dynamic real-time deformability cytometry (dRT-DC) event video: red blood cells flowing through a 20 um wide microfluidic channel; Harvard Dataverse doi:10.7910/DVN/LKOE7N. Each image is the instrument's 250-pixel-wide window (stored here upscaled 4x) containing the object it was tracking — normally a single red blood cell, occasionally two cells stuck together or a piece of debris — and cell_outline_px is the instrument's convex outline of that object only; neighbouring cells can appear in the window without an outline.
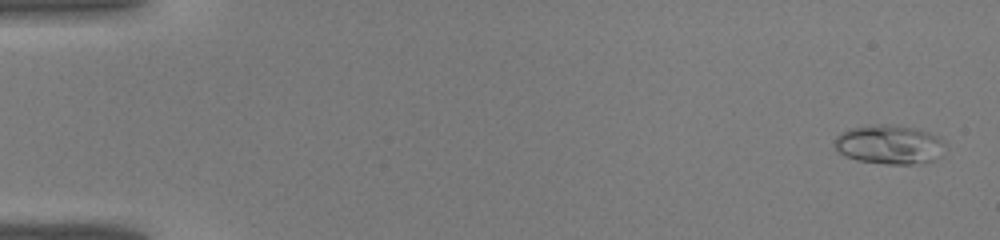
{"species": "common noctule bat (a hibernating species)", "species_latin": "Nyctalus noctula", "temperature_condition": "warm", "stored_images_in_passage": 43, "camera_frame_rate_fps": 3000, "um_per_image_px": 0.085, "animal": {"sex": "male", "body_mass_g": 19.0, "forearm_length_mm": 50.8}, "frame": {"image": 1, "passage_image": 2, "time_ms": 0.333, "image_size_px": [1000, 240], "cell_outline_px": [[944, 144], [932, 160], [912, 164], [888, 164], [856, 160], [844, 156], [836, 148], [836, 136], [840, 132], [848, 128], [884, 124], [888, 124], [916, 128], [928, 132], [944, 140]], "centroid_in_image_um": [75.52, 12.27], "position_along_channel_um": 9.5, "area_um2": 24.74}}
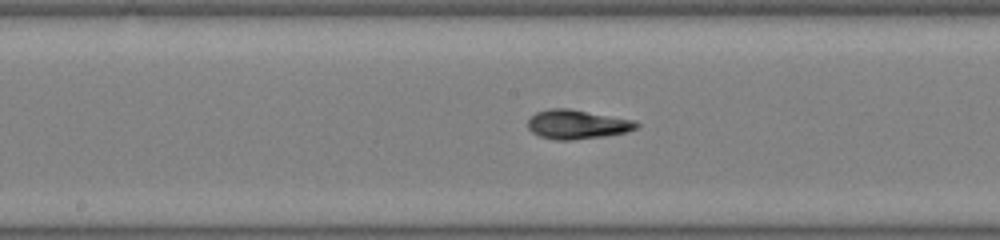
{"frame": {"image": 2, "passage_image": 23, "time_ms": 7.333, "image_size_px": [1000, 240], "cell_outline_px": [[640, 128], [628, 132], [604, 136], [572, 140], [556, 140], [540, 136], [532, 132], [528, 128], [528, 120], [536, 112], [548, 108], [568, 108], [636, 120], [640, 124]], "centroid_in_image_um": [49.1, 10.57], "position_along_channel_um": 199.1, "area_um2": 18.67}}
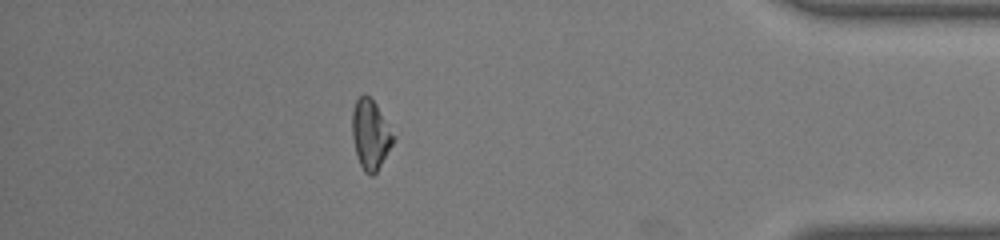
{"frame": {"image": 3, "passage_image": 38, "time_ms": 12.333, "image_size_px": [1000, 240], "cell_outline_px": [[396, 136], [392, 144], [376, 172], [372, 176], [364, 172], [356, 156], [352, 136], [352, 112], [356, 100], [364, 92], [376, 104]], "centroid_in_image_um": [31.48, 11.42], "position_along_channel_um": 403.7, "area_um2": 16.65}}